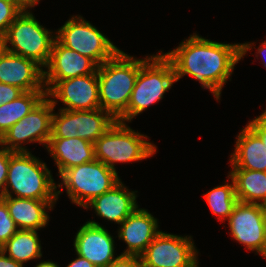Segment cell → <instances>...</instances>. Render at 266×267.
<instances>
[{"label": "cell", "mask_w": 266, "mask_h": 267, "mask_svg": "<svg viewBox=\"0 0 266 267\" xmlns=\"http://www.w3.org/2000/svg\"><path fill=\"white\" fill-rule=\"evenodd\" d=\"M74 120L79 138L95 143L116 121L107 111L99 109L76 111Z\"/></svg>", "instance_id": "603a6c76"}, {"label": "cell", "mask_w": 266, "mask_h": 267, "mask_svg": "<svg viewBox=\"0 0 266 267\" xmlns=\"http://www.w3.org/2000/svg\"><path fill=\"white\" fill-rule=\"evenodd\" d=\"M98 65L84 56L54 40L47 65L43 68V81L46 93L60 80L90 75Z\"/></svg>", "instance_id": "5bb4252c"}, {"label": "cell", "mask_w": 266, "mask_h": 267, "mask_svg": "<svg viewBox=\"0 0 266 267\" xmlns=\"http://www.w3.org/2000/svg\"><path fill=\"white\" fill-rule=\"evenodd\" d=\"M149 136L132 129L127 123L114 124L94 143L95 159L117 172L116 164L135 163L153 157L156 144Z\"/></svg>", "instance_id": "5b68a950"}, {"label": "cell", "mask_w": 266, "mask_h": 267, "mask_svg": "<svg viewBox=\"0 0 266 267\" xmlns=\"http://www.w3.org/2000/svg\"><path fill=\"white\" fill-rule=\"evenodd\" d=\"M256 42L252 41V42H244V43H240V50H241V59L243 60V58L245 56H247V52H249L250 50L252 51L253 49H257L256 50V54L255 57L256 59L261 58V64H263V67L266 68V40H264L262 43H260V45L255 46Z\"/></svg>", "instance_id": "f546056e"}, {"label": "cell", "mask_w": 266, "mask_h": 267, "mask_svg": "<svg viewBox=\"0 0 266 267\" xmlns=\"http://www.w3.org/2000/svg\"><path fill=\"white\" fill-rule=\"evenodd\" d=\"M24 93L19 87L0 82V105L9 103Z\"/></svg>", "instance_id": "1f68e13d"}, {"label": "cell", "mask_w": 266, "mask_h": 267, "mask_svg": "<svg viewBox=\"0 0 266 267\" xmlns=\"http://www.w3.org/2000/svg\"><path fill=\"white\" fill-rule=\"evenodd\" d=\"M77 257L72 260L66 267H96L94 264H92L90 261H88L86 258L81 257L80 255L76 254Z\"/></svg>", "instance_id": "d590c367"}, {"label": "cell", "mask_w": 266, "mask_h": 267, "mask_svg": "<svg viewBox=\"0 0 266 267\" xmlns=\"http://www.w3.org/2000/svg\"><path fill=\"white\" fill-rule=\"evenodd\" d=\"M198 254L191 235L161 231L140 258L143 267H199Z\"/></svg>", "instance_id": "30bf717a"}, {"label": "cell", "mask_w": 266, "mask_h": 267, "mask_svg": "<svg viewBox=\"0 0 266 267\" xmlns=\"http://www.w3.org/2000/svg\"><path fill=\"white\" fill-rule=\"evenodd\" d=\"M0 82L19 87L24 92L46 91L43 68L34 60L7 50L0 57Z\"/></svg>", "instance_id": "e0dca14e"}, {"label": "cell", "mask_w": 266, "mask_h": 267, "mask_svg": "<svg viewBox=\"0 0 266 267\" xmlns=\"http://www.w3.org/2000/svg\"><path fill=\"white\" fill-rule=\"evenodd\" d=\"M159 219L150 211L138 206L119 226L116 231L118 240L126 244L121 255L140 256L153 239L162 231Z\"/></svg>", "instance_id": "9a60e30c"}, {"label": "cell", "mask_w": 266, "mask_h": 267, "mask_svg": "<svg viewBox=\"0 0 266 267\" xmlns=\"http://www.w3.org/2000/svg\"><path fill=\"white\" fill-rule=\"evenodd\" d=\"M175 83L173 64L161 50L150 56L145 55L144 59L141 58V68L127 110L117 121L132 123L135 117L161 101Z\"/></svg>", "instance_id": "7a4b0ae2"}, {"label": "cell", "mask_w": 266, "mask_h": 267, "mask_svg": "<svg viewBox=\"0 0 266 267\" xmlns=\"http://www.w3.org/2000/svg\"><path fill=\"white\" fill-rule=\"evenodd\" d=\"M227 178L228 180L224 181L223 184L217 185L203 194L212 214L223 223L227 221L238 202L234 180L229 174H227Z\"/></svg>", "instance_id": "d4e9b609"}, {"label": "cell", "mask_w": 266, "mask_h": 267, "mask_svg": "<svg viewBox=\"0 0 266 267\" xmlns=\"http://www.w3.org/2000/svg\"><path fill=\"white\" fill-rule=\"evenodd\" d=\"M46 96L56 108L61 102L63 110L86 111L100 108L97 71L90 75L58 81Z\"/></svg>", "instance_id": "7c38bea8"}, {"label": "cell", "mask_w": 266, "mask_h": 267, "mask_svg": "<svg viewBox=\"0 0 266 267\" xmlns=\"http://www.w3.org/2000/svg\"><path fill=\"white\" fill-rule=\"evenodd\" d=\"M113 236L101 223L89 219L77 230L73 240L75 253L96 267H108L119 256Z\"/></svg>", "instance_id": "4fadbf2b"}, {"label": "cell", "mask_w": 266, "mask_h": 267, "mask_svg": "<svg viewBox=\"0 0 266 267\" xmlns=\"http://www.w3.org/2000/svg\"><path fill=\"white\" fill-rule=\"evenodd\" d=\"M161 51L173 64L176 82L189 75L218 102L228 79H232L235 66L241 61L239 42L213 41L196 32L173 50Z\"/></svg>", "instance_id": "6da1fadb"}, {"label": "cell", "mask_w": 266, "mask_h": 267, "mask_svg": "<svg viewBox=\"0 0 266 267\" xmlns=\"http://www.w3.org/2000/svg\"><path fill=\"white\" fill-rule=\"evenodd\" d=\"M141 58L120 50L97 68L100 108L116 120L127 110Z\"/></svg>", "instance_id": "3957f363"}, {"label": "cell", "mask_w": 266, "mask_h": 267, "mask_svg": "<svg viewBox=\"0 0 266 267\" xmlns=\"http://www.w3.org/2000/svg\"><path fill=\"white\" fill-rule=\"evenodd\" d=\"M32 11H22L2 38L7 51L34 60L44 68L56 39V30L41 24Z\"/></svg>", "instance_id": "52a82bcc"}, {"label": "cell", "mask_w": 266, "mask_h": 267, "mask_svg": "<svg viewBox=\"0 0 266 267\" xmlns=\"http://www.w3.org/2000/svg\"><path fill=\"white\" fill-rule=\"evenodd\" d=\"M230 237L249 252L262 256L266 250V208L238 201L227 219Z\"/></svg>", "instance_id": "8fae6325"}, {"label": "cell", "mask_w": 266, "mask_h": 267, "mask_svg": "<svg viewBox=\"0 0 266 267\" xmlns=\"http://www.w3.org/2000/svg\"><path fill=\"white\" fill-rule=\"evenodd\" d=\"M247 125L260 137L266 147V108L259 116L249 120Z\"/></svg>", "instance_id": "4dcf8cb0"}, {"label": "cell", "mask_w": 266, "mask_h": 267, "mask_svg": "<svg viewBox=\"0 0 266 267\" xmlns=\"http://www.w3.org/2000/svg\"><path fill=\"white\" fill-rule=\"evenodd\" d=\"M34 267H61V266L58 265L57 262L48 259L47 261L38 260L37 264Z\"/></svg>", "instance_id": "8d00e7d4"}, {"label": "cell", "mask_w": 266, "mask_h": 267, "mask_svg": "<svg viewBox=\"0 0 266 267\" xmlns=\"http://www.w3.org/2000/svg\"><path fill=\"white\" fill-rule=\"evenodd\" d=\"M238 201L266 206V172L231 169Z\"/></svg>", "instance_id": "44dd1931"}, {"label": "cell", "mask_w": 266, "mask_h": 267, "mask_svg": "<svg viewBox=\"0 0 266 267\" xmlns=\"http://www.w3.org/2000/svg\"><path fill=\"white\" fill-rule=\"evenodd\" d=\"M13 2L17 7H19L22 11H32L34 7L39 5L41 0H9Z\"/></svg>", "instance_id": "836d02e7"}, {"label": "cell", "mask_w": 266, "mask_h": 267, "mask_svg": "<svg viewBox=\"0 0 266 267\" xmlns=\"http://www.w3.org/2000/svg\"><path fill=\"white\" fill-rule=\"evenodd\" d=\"M120 180L110 190L92 199L83 209H92L98 218L120 225L139 205L136 190Z\"/></svg>", "instance_id": "2e32d148"}, {"label": "cell", "mask_w": 266, "mask_h": 267, "mask_svg": "<svg viewBox=\"0 0 266 267\" xmlns=\"http://www.w3.org/2000/svg\"><path fill=\"white\" fill-rule=\"evenodd\" d=\"M46 96V91L24 92L17 99L0 105V139L11 126L30 113Z\"/></svg>", "instance_id": "cb8c5ba5"}, {"label": "cell", "mask_w": 266, "mask_h": 267, "mask_svg": "<svg viewBox=\"0 0 266 267\" xmlns=\"http://www.w3.org/2000/svg\"><path fill=\"white\" fill-rule=\"evenodd\" d=\"M108 267H143V266L140 256L119 254V256Z\"/></svg>", "instance_id": "d6a6232c"}, {"label": "cell", "mask_w": 266, "mask_h": 267, "mask_svg": "<svg viewBox=\"0 0 266 267\" xmlns=\"http://www.w3.org/2000/svg\"><path fill=\"white\" fill-rule=\"evenodd\" d=\"M54 160L59 177L65 170L95 159L94 144L81 138H50L45 148Z\"/></svg>", "instance_id": "ffe728a7"}, {"label": "cell", "mask_w": 266, "mask_h": 267, "mask_svg": "<svg viewBox=\"0 0 266 267\" xmlns=\"http://www.w3.org/2000/svg\"><path fill=\"white\" fill-rule=\"evenodd\" d=\"M79 138L74 120V110L58 109L53 112L50 138Z\"/></svg>", "instance_id": "484cf974"}, {"label": "cell", "mask_w": 266, "mask_h": 267, "mask_svg": "<svg viewBox=\"0 0 266 267\" xmlns=\"http://www.w3.org/2000/svg\"><path fill=\"white\" fill-rule=\"evenodd\" d=\"M56 39L65 47L92 59L98 66L114 57L121 49L90 21L72 15L56 30Z\"/></svg>", "instance_id": "ba28073f"}, {"label": "cell", "mask_w": 266, "mask_h": 267, "mask_svg": "<svg viewBox=\"0 0 266 267\" xmlns=\"http://www.w3.org/2000/svg\"><path fill=\"white\" fill-rule=\"evenodd\" d=\"M6 50L5 48V44L3 39H0V57L2 56V54L4 53V51Z\"/></svg>", "instance_id": "74e56055"}, {"label": "cell", "mask_w": 266, "mask_h": 267, "mask_svg": "<svg viewBox=\"0 0 266 267\" xmlns=\"http://www.w3.org/2000/svg\"><path fill=\"white\" fill-rule=\"evenodd\" d=\"M261 257L266 260V250H265V252L263 253V255Z\"/></svg>", "instance_id": "f35d334b"}, {"label": "cell", "mask_w": 266, "mask_h": 267, "mask_svg": "<svg viewBox=\"0 0 266 267\" xmlns=\"http://www.w3.org/2000/svg\"><path fill=\"white\" fill-rule=\"evenodd\" d=\"M21 12L22 10L13 2L0 0V39L4 37L9 26Z\"/></svg>", "instance_id": "83f0119b"}, {"label": "cell", "mask_w": 266, "mask_h": 267, "mask_svg": "<svg viewBox=\"0 0 266 267\" xmlns=\"http://www.w3.org/2000/svg\"><path fill=\"white\" fill-rule=\"evenodd\" d=\"M9 215L6 203L0 198V248L18 231Z\"/></svg>", "instance_id": "4316f807"}, {"label": "cell", "mask_w": 266, "mask_h": 267, "mask_svg": "<svg viewBox=\"0 0 266 267\" xmlns=\"http://www.w3.org/2000/svg\"><path fill=\"white\" fill-rule=\"evenodd\" d=\"M12 153L13 151L0 145V198H2L4 194L9 169V160Z\"/></svg>", "instance_id": "f1b7e54d"}, {"label": "cell", "mask_w": 266, "mask_h": 267, "mask_svg": "<svg viewBox=\"0 0 266 267\" xmlns=\"http://www.w3.org/2000/svg\"><path fill=\"white\" fill-rule=\"evenodd\" d=\"M54 109L52 101L45 96L30 113L9 128L0 139V145L13 152H30L25 145L34 142L46 148Z\"/></svg>", "instance_id": "9c48e42d"}, {"label": "cell", "mask_w": 266, "mask_h": 267, "mask_svg": "<svg viewBox=\"0 0 266 267\" xmlns=\"http://www.w3.org/2000/svg\"><path fill=\"white\" fill-rule=\"evenodd\" d=\"M9 215L20 230L40 231L48 226L49 211H52L58 200H35L3 196ZM49 210V211H48Z\"/></svg>", "instance_id": "ac0fdd59"}, {"label": "cell", "mask_w": 266, "mask_h": 267, "mask_svg": "<svg viewBox=\"0 0 266 267\" xmlns=\"http://www.w3.org/2000/svg\"><path fill=\"white\" fill-rule=\"evenodd\" d=\"M0 267H24V265L16 262L0 250Z\"/></svg>", "instance_id": "e575fe53"}, {"label": "cell", "mask_w": 266, "mask_h": 267, "mask_svg": "<svg viewBox=\"0 0 266 267\" xmlns=\"http://www.w3.org/2000/svg\"><path fill=\"white\" fill-rule=\"evenodd\" d=\"M34 230H18L1 250L10 258L26 265L30 261H38L43 257L40 235Z\"/></svg>", "instance_id": "7402d4cb"}, {"label": "cell", "mask_w": 266, "mask_h": 267, "mask_svg": "<svg viewBox=\"0 0 266 267\" xmlns=\"http://www.w3.org/2000/svg\"><path fill=\"white\" fill-rule=\"evenodd\" d=\"M235 139L229 158L231 169L266 172V147L260 137L246 124Z\"/></svg>", "instance_id": "d6986e66"}, {"label": "cell", "mask_w": 266, "mask_h": 267, "mask_svg": "<svg viewBox=\"0 0 266 267\" xmlns=\"http://www.w3.org/2000/svg\"><path fill=\"white\" fill-rule=\"evenodd\" d=\"M30 152L10 155L3 196L57 200V183L46 162Z\"/></svg>", "instance_id": "277c9868"}, {"label": "cell", "mask_w": 266, "mask_h": 267, "mask_svg": "<svg viewBox=\"0 0 266 267\" xmlns=\"http://www.w3.org/2000/svg\"><path fill=\"white\" fill-rule=\"evenodd\" d=\"M59 179L61 182L57 181V200L65 188L70 202L81 208L121 180L118 172L97 159L65 170Z\"/></svg>", "instance_id": "8992f818"}]
</instances>
